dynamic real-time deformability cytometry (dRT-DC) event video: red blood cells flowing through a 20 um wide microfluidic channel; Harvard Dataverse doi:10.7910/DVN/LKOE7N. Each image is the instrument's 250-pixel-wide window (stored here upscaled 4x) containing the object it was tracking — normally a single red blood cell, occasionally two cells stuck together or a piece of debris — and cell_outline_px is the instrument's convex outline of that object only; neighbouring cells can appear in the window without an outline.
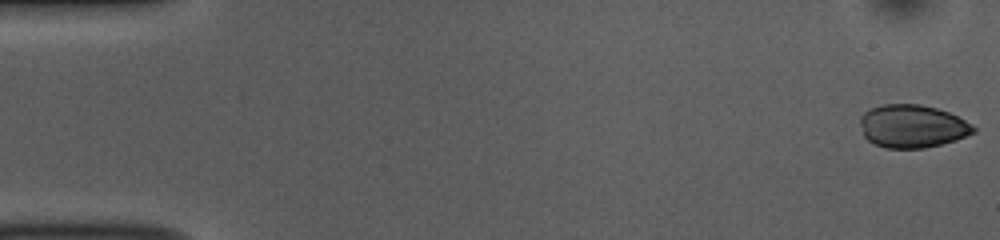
{"species": "common noctule bat (a hibernating species)", "species_latin": "Nyctalus noctula", "temperature_condition": "room temperature", "stored_images_in_passage": 53, "camera_frame_rate_fps": 3000, "um_per_image_px": 0.085, "animal": {"sex": "female", "body_mass_g": 10.0, "forearm_length_mm": 53.1}, "frame": {"image": 1, "passage_image": 1, "time_ms": 0.0, "image_size_px": [1000, 240], "cell_outline_px": [[976, 132], [956, 140], [924, 148], [888, 148], [876, 144], [868, 140], [864, 136], [860, 124], [860, 116], [864, 112], [872, 108], [884, 104], [920, 104], [936, 108], [948, 112], [972, 124], [976, 128]], "centroid_in_image_um": [77.55, 10.73], "position_along_channel_um": 7.5, "area_um2": 28.26}}
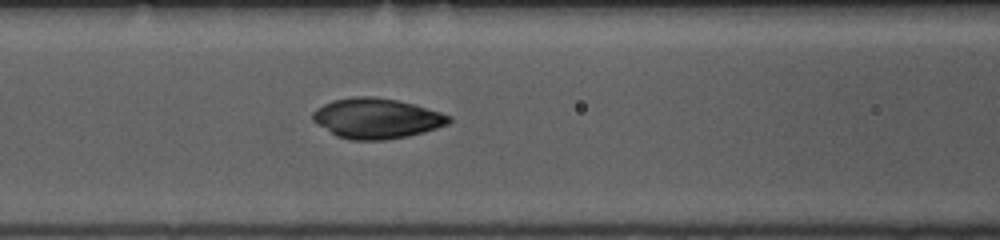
{"frame": {"image": 2, "passage_image": 22, "time_ms": 7.0, "image_size_px": [1000, 240], "cell_outline_px": [[452, 120], [448, 124], [424, 132], [408, 136], [384, 140], [352, 140], [336, 136], [316, 124], [312, 120], [312, 112], [316, 108], [332, 100], [352, 96], [372, 96], [396, 100], [412, 104], [440, 112], [452, 116]], "centroid_in_image_um": [31.98, 10.06], "position_along_channel_um": 134.6, "area_um2": 32.02}}
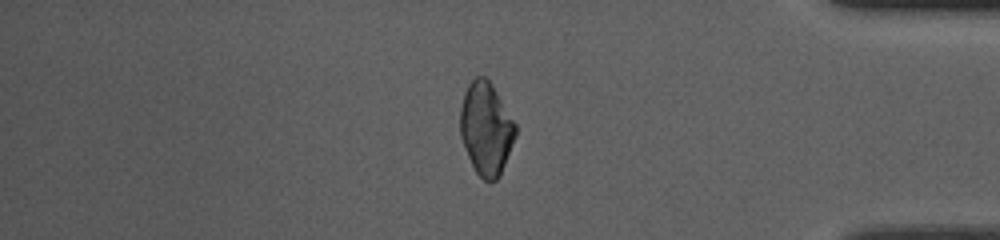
{"frame": {"image": 3, "passage_image": 45, "time_ms": 14.667, "image_size_px": [1000, 240], "cell_outline_px": [[516, 136], [500, 176], [496, 180], [488, 184], [476, 172], [468, 156], [460, 136], [460, 108], [464, 92], [468, 84], [476, 76], [484, 76], [492, 84], [516, 124]], "centroid_in_image_um": [41.31, 10.94], "position_along_channel_um": 393.9, "area_um2": 29.94}}